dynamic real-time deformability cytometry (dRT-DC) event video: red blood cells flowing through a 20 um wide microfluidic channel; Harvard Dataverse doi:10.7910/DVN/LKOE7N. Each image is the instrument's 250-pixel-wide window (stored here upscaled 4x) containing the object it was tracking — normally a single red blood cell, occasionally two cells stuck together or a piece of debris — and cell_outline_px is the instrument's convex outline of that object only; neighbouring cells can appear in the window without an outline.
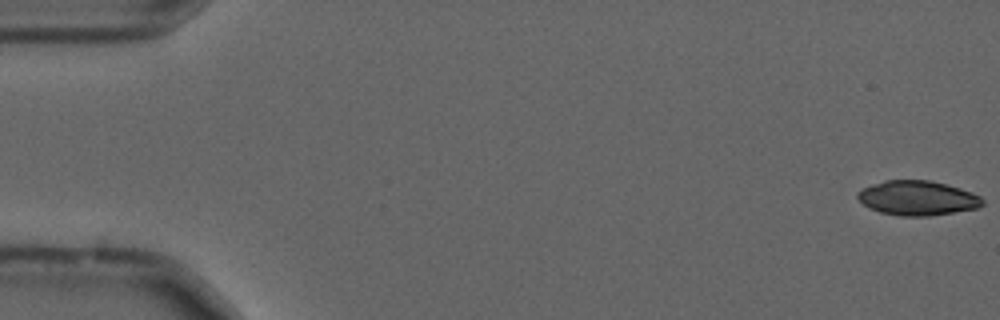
{"species": "common noctule bat (a hibernating species)", "species_latin": "Nyctalus noctula", "temperature_condition": "cold", "stored_images_in_passage": 55, "camera_frame_rate_fps": 3000, "um_per_image_px": 0.085, "animal": {"sex": "male", "forearm_length_mm": 52.5}, "frame": {"image": 1, "passage_image": 1, "time_ms": 0.0, "image_size_px": [1000, 320], "cell_outline_px": [[984, 204], [976, 208], [928, 216], [900, 216], [880, 212], [868, 208], [856, 196], [856, 192], [872, 184], [884, 180], [932, 180], [960, 188], [972, 192], [980, 196], [984, 200]], "centroid_in_image_um": [77.97, 16.83], "position_along_channel_um": 7.0, "area_um2": 25.2}}
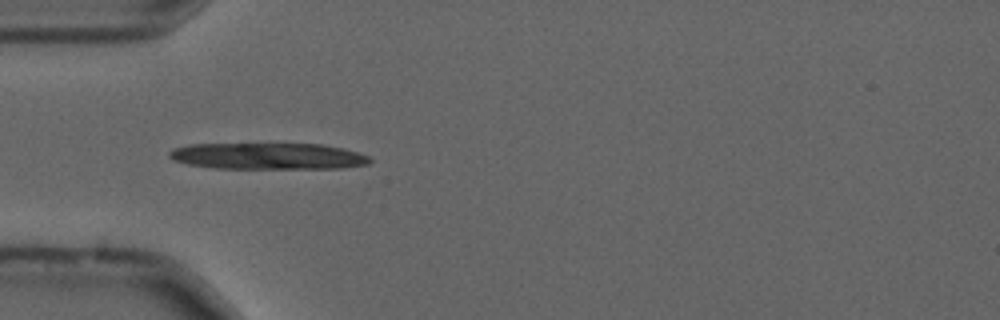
{"frame": {"image": 2, "passage_image": 17, "time_ms": 5.333, "image_size_px": [1000, 320], "cell_outline_px": [[372, 160], [368, 164], [340, 168], [216, 168], [188, 164], [172, 160], [168, 156], [168, 152], [172, 148], [192, 144], [324, 144], [344, 148], [368, 156]], "centroid_in_image_um": [22.76, 13.27], "position_along_channel_um": 62.2, "area_um2": 30.87}}